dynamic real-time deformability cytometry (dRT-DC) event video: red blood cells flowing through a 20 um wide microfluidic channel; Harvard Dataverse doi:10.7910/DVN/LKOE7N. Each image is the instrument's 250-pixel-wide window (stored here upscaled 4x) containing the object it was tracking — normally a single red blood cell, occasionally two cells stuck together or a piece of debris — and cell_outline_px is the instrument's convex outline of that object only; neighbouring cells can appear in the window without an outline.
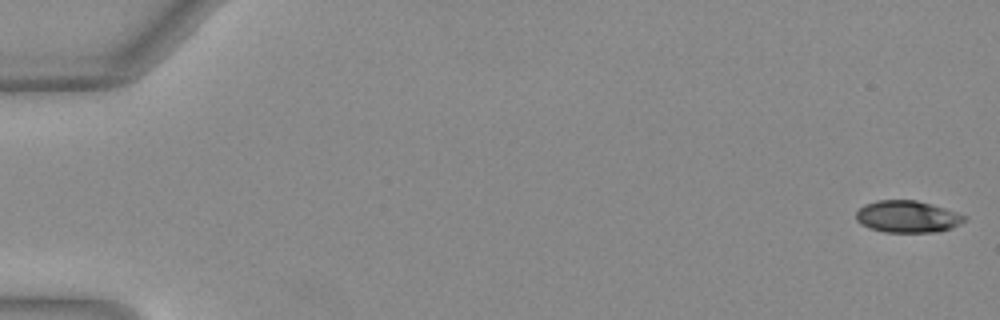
{"species": "Egyptian fruit bat (a non-hibernating species)", "species_latin": "Rousettus aegyptiacus", "temperature_condition": "warm", "stored_images_in_passage": 50, "camera_frame_rate_fps": 3000, "um_per_image_px": 0.085, "animal": {"sex": "female"}, "frame": {"image": 1, "passage_image": 1, "time_ms": 0.0, "image_size_px": [1000, 320], "cell_outline_px": [[968, 216], [960, 224], [952, 228], [936, 232], [884, 232], [860, 224], [856, 220], [856, 212], [864, 204], [876, 200], [916, 200], [932, 204]], "centroid_in_image_um": [77.13, 18.41], "position_along_channel_um": 7.9, "area_um2": 20.17}}
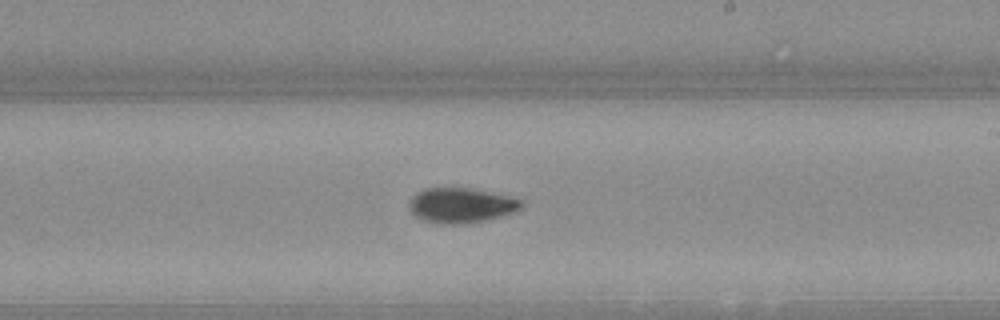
{"frame": {"image": 2, "passage_image": 31, "time_ms": 10.0, "image_size_px": [1000, 320], "cell_outline_px": [[524, 204], [516, 212], [504, 216], [484, 220], [456, 224], [436, 224], [420, 220], [408, 208], [408, 204], [412, 196], [416, 192], [424, 188], [472, 188], [508, 196], [524, 200]], "centroid_in_image_um": [39.18, 17.45], "position_along_channel_um": 249.8, "area_um2": 23.18}}
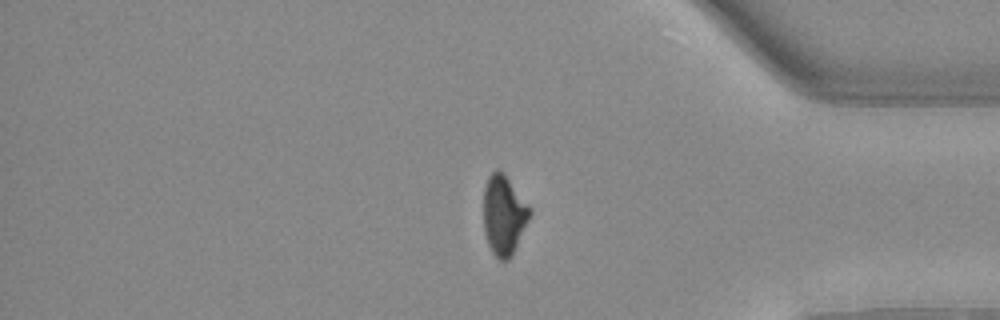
{"frame": {"image": 3, "passage_image": 43, "time_ms": 14.0, "image_size_px": [1000, 320], "cell_outline_px": [[532, 212], [512, 256], [508, 260], [500, 260], [492, 252], [488, 244], [484, 232], [484, 188], [488, 176], [496, 168], [504, 172], [532, 208]], "centroid_in_image_um": [42.84, 18.25], "position_along_channel_um": 392.4, "area_um2": 21.68}}